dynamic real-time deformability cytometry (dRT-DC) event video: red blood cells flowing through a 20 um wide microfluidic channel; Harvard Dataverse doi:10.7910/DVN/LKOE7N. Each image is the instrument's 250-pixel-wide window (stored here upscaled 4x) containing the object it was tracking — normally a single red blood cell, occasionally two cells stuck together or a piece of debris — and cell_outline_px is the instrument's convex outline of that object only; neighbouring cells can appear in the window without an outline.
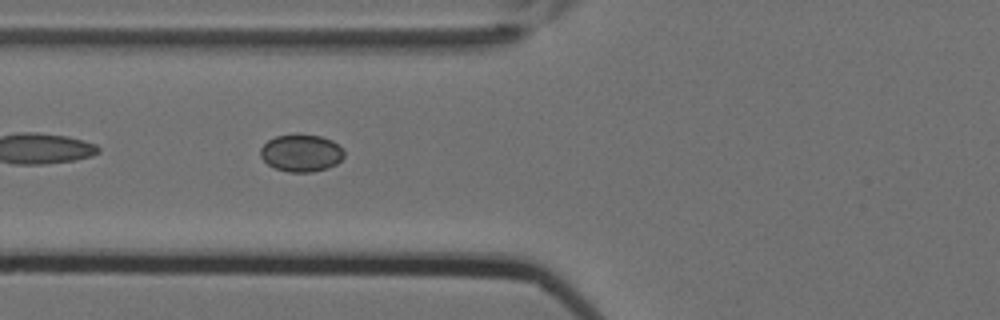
{"species": "Egyptian fruit bat (a non-hibernating species)", "species_latin": "Rousettus aegyptiacus", "temperature_condition": "cold", "stored_images_in_passage": 7, "camera_frame_rate_fps": 3000, "um_per_image_px": 0.085, "animal": {"sex": "female"}, "frame": {"image": 1, "passage_image": 7, "time_ms": 2.0, "image_size_px": [1000, 320], "cell_outline_px": [[344, 156], [336, 164], [328, 168], [312, 172], [288, 172], [276, 168], [268, 164], [260, 156], [260, 148], [268, 140], [276, 136], [296, 132], [320, 136], [332, 140], [344, 148]], "centroid_in_image_um": [25.61, 12.98], "position_along_channel_um": 100.2, "area_um2": 18.55}}